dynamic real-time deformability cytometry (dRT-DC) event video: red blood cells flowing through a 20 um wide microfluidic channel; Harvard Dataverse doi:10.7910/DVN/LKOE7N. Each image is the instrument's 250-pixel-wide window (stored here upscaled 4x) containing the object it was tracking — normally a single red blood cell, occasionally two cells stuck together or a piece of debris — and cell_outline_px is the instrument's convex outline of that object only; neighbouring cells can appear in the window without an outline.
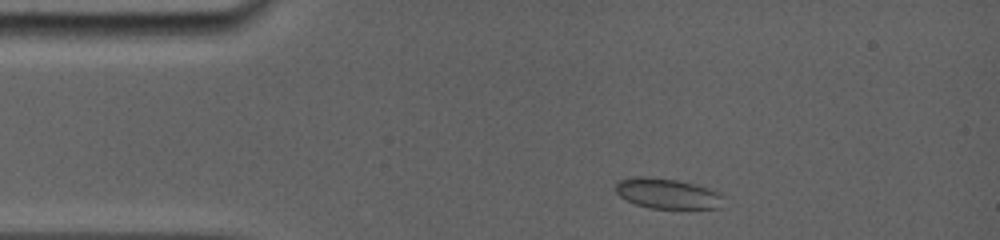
{"species": "common noctule bat (a hibernating species)", "species_latin": "Nyctalus noctula", "temperature_condition": "room temperature", "stored_images_in_passage": 38, "camera_frame_rate_fps": 5000, "um_per_image_px": 0.085, "animal": {"sex": "female", "body_mass_g": 19.0, "forearm_length_mm": 56.7}, "frame": {"image": 1, "passage_image": 2, "time_ms": 0.4, "image_size_px": [1000, 240], "cell_outline_px": [[724, 208], [648, 208], [636, 204], [620, 196], [616, 192], [616, 184], [620, 180], [632, 176], [648, 176], [676, 180], [708, 188], [720, 192], [724, 196]], "centroid_in_image_um": [56.76, 16.45], "position_along_channel_um": 28.2, "area_um2": 19.13}}
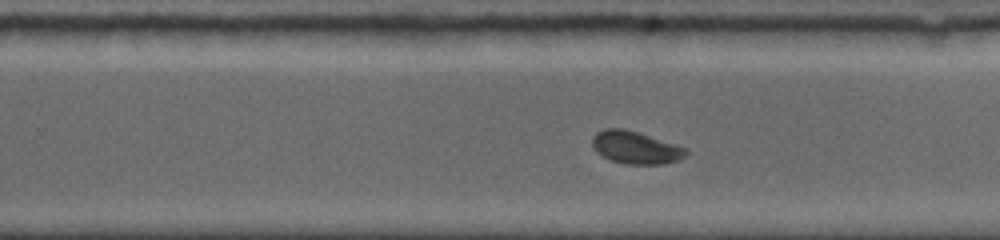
{"frame": {"image": 2, "passage_image": 20, "time_ms": 8.0, "image_size_px": [1000, 240], "cell_outline_px": [[688, 152], [684, 156], [676, 160], [664, 164], [624, 164], [608, 160], [596, 152], [592, 144], [592, 136], [596, 132], [604, 128], [624, 128], [640, 132], [688, 148]], "centroid_in_image_um": [53.99, 12.53], "position_along_channel_um": 275.8, "area_um2": 18.09}}
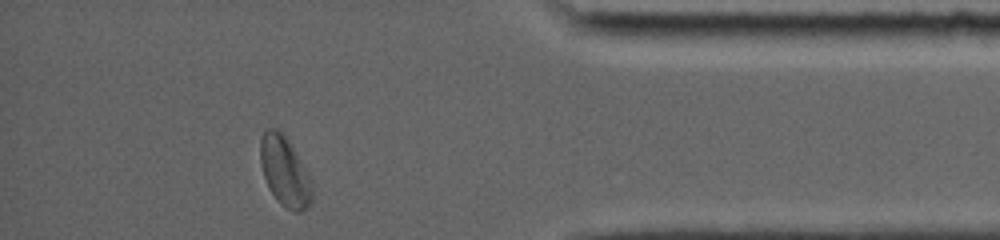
{"frame": {"image": 3, "passage_image": 37, "time_ms": 12.0, "image_size_px": [1000, 240], "cell_outline_px": [[312, 200], [300, 212], [292, 212], [280, 204], [276, 200], [264, 176], [260, 164], [260, 140], [264, 128], [280, 128], [288, 140], [308, 172], [312, 184]], "centroid_in_image_um": [24.19, 14.54], "position_along_channel_um": 411.0, "area_um2": 21.1}, "authors_computed_cell_mechanics": {"area_um2": 18.207, "velocity_mm_per_s": 3.8564, "shape_relaxation_time_tau1_ms": 5.0123, "shape_relaxation_time_tau2_ms": null, "deformation_change_tau1": 0.1168, "deformation_change_tau2": null}}